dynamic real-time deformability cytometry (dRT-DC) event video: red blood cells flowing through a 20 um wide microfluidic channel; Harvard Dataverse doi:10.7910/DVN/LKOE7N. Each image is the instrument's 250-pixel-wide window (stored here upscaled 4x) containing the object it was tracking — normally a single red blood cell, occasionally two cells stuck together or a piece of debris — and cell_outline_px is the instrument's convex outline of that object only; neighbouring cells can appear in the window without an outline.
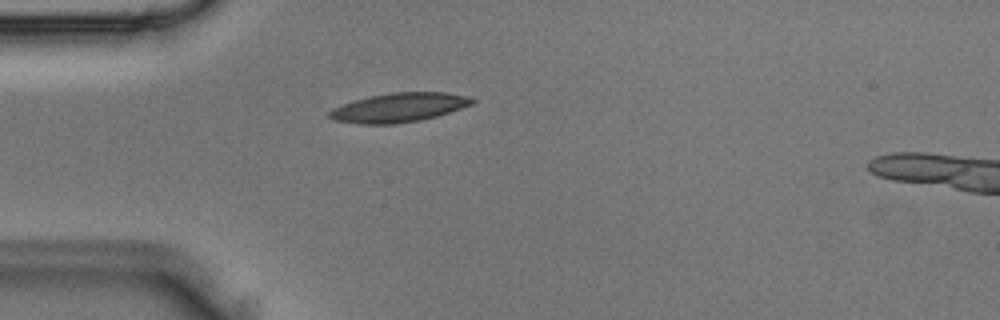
{"species": "Egyptian fruit bat (a non-hibernating species)", "species_latin": "Rousettus aegyptiacus", "temperature_condition": "room temperature", "stored_images_in_passage": 2, "camera_frame_rate_fps": 3000, "um_per_image_px": 0.085, "animal": {"sex": "male"}, "frame": {"image": 1, "passage_image": 1, "time_ms": 0.0, "image_size_px": [1000, 320], "cell_outline_px": [[476, 100], [472, 104], [436, 116], [420, 120], [396, 124], [360, 124], [336, 120], [328, 116], [328, 112], [332, 108], [356, 100], [372, 96], [392, 92], [444, 92], [468, 96]], "centroid_in_image_um": [33.91, 9.14], "position_along_channel_um": 51.1, "area_um2": 23.93}}